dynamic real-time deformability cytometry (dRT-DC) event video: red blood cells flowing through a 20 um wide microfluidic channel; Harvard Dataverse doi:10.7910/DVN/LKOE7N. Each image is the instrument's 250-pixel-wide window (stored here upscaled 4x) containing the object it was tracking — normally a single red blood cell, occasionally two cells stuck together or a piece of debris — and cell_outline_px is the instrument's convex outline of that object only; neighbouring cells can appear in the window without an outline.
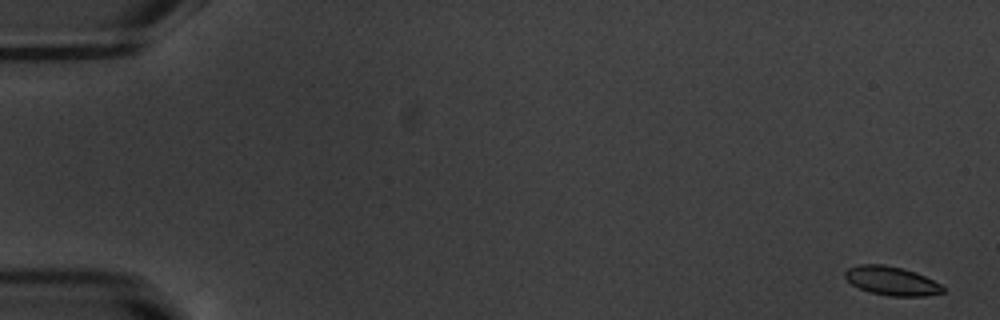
{"species": "common noctule bat (a hibernating species)", "species_latin": "Nyctalus noctula", "temperature_condition": "warm", "stored_images_in_passage": 54, "camera_frame_rate_fps": 3000, "um_per_image_px": 0.085, "animal": {"sex": "male", "body_mass_g": 20.1, "forearm_length_mm": 53.5}, "frame": {"image": 1, "passage_image": 1, "time_ms": 0.0, "image_size_px": [1000, 320], "cell_outline_px": [[944, 292], [924, 296], [888, 296], [872, 292], [860, 288], [852, 284], [844, 276], [844, 272], [848, 268], [860, 264], [884, 264], [916, 272], [940, 284], [944, 288]], "centroid_in_image_um": [75.78, 23.87], "position_along_channel_um": 9.2, "area_um2": 16.24}}
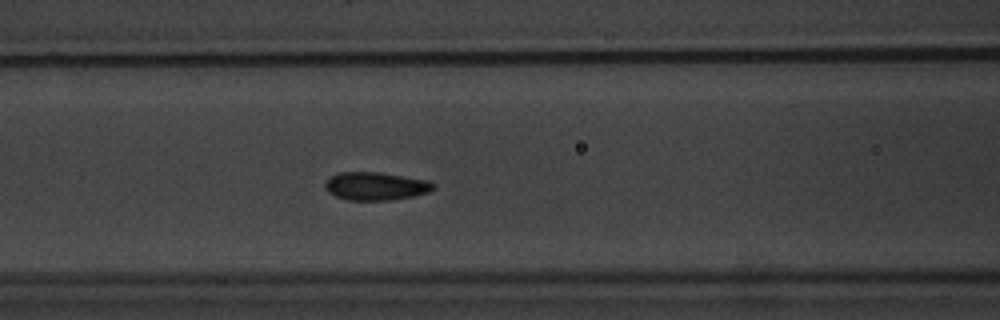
{"frame": {"image": 2, "passage_image": 23, "time_ms": 7.333, "image_size_px": [1000, 320], "cell_outline_px": [[436, 188], [428, 192], [412, 196], [392, 200], [348, 200], [336, 196], [328, 192], [324, 188], [324, 184], [328, 176], [340, 172], [380, 172], [428, 180], [436, 184]], "centroid_in_image_um": [31.92, 15.81], "position_along_channel_um": 134.7, "area_um2": 17.92}}
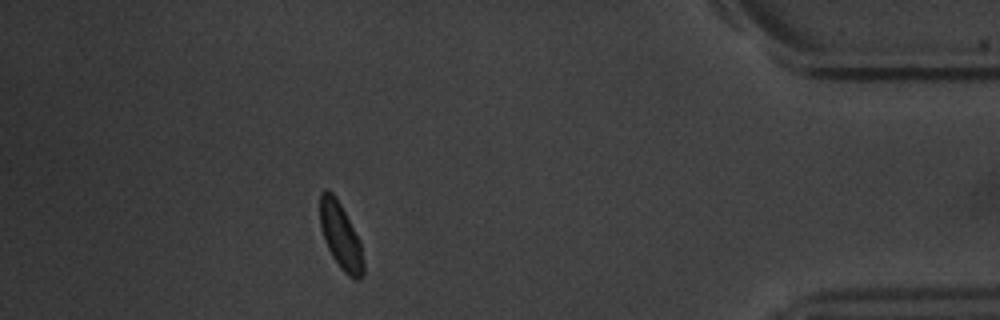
{"frame": {"image": 3, "passage_image": 48, "time_ms": 15.667, "image_size_px": [1000, 320], "cell_outline_px": [[364, 276], [356, 280], [352, 280], [340, 268], [332, 256], [324, 240], [320, 224], [320, 192], [324, 188], [332, 192], [336, 196], [360, 240], [364, 264]], "centroid_in_image_um": [28.96, 20.08], "position_along_channel_um": 406.2, "area_um2": 16.94}, "authors_computed_cell_mechanics": {"area_um2": 16.8487, "velocity_mm_per_s": 3.7842, "shape_relaxation_time_tau1_ms": 4.349, "shape_relaxation_time_tau2_ms": 1.5364, "deformation_change_tau1": 0.1561, "deformation_change_tau2": 0.0449}}